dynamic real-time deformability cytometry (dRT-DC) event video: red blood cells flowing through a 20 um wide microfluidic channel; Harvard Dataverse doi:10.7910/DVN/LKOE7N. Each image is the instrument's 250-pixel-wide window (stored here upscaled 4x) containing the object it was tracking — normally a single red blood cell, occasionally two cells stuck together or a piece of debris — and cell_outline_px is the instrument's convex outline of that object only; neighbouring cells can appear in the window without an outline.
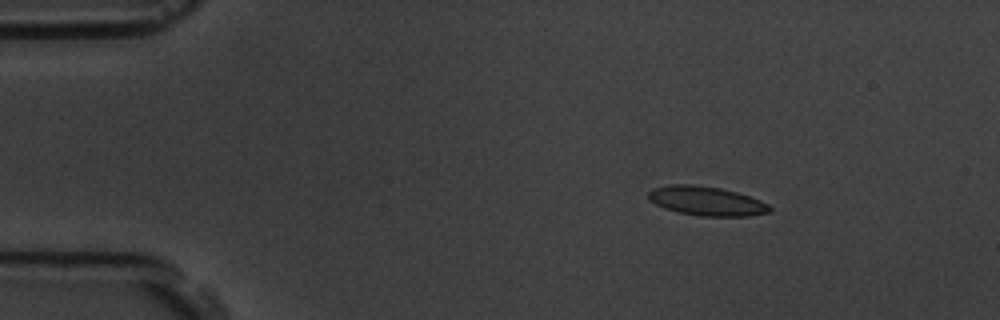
{"species": "common noctule bat (a hibernating species)", "species_latin": "Nyctalus noctula", "temperature_condition": "room temperature", "stored_images_in_passage": 4, "camera_frame_rate_fps": 3000, "um_per_image_px": 0.085, "animal": {"sex": "male", "body_mass_g": 19.5, "forearm_length_mm": 54.6}, "frame": {"image": 1, "passage_image": 2, "time_ms": 0.333, "image_size_px": [1000, 320], "cell_outline_px": [[772, 212], [748, 216], [700, 216], [680, 212], [664, 208], [648, 200], [648, 192], [652, 188], [668, 184], [692, 184], [720, 188], [736, 192], [760, 200], [768, 204], [772, 208]], "centroid_in_image_um": [60.04, 17.08], "position_along_channel_um": 25.0, "area_um2": 20.69}}